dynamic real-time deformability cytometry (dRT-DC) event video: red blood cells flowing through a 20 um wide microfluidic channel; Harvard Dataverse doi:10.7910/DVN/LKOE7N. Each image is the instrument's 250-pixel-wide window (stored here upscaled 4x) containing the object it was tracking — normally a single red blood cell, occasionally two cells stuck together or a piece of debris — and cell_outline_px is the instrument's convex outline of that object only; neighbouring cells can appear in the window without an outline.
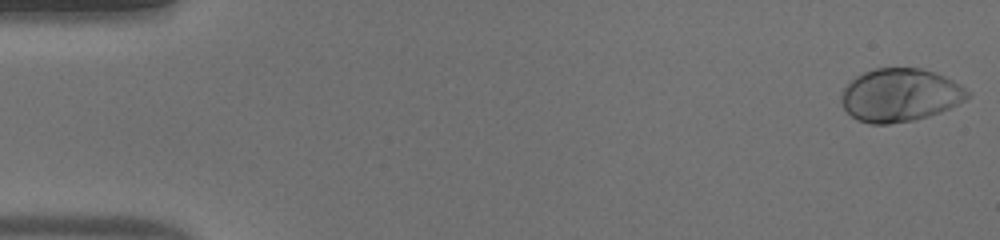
{"species": "human", "species_latin": "Homo sapiens", "temperature_condition": "warm", "stored_images_in_passage": 50, "camera_frame_rate_fps": 3000, "um_per_image_px": 0.085, "donor": {"sex": "male"}, "frame": {"image": 1, "passage_image": 1, "time_ms": 0.0, "image_size_px": [1000, 240], "cell_outline_px": [[972, 96], [940, 112], [916, 120], [888, 124], [872, 124], [856, 120], [844, 108], [840, 100], [840, 96], [844, 88], [856, 76], [872, 68], [920, 68], [936, 72], [960, 84]], "centroid_in_image_um": [76.48, 8.08], "position_along_channel_um": 8.5, "area_um2": 39.07}}
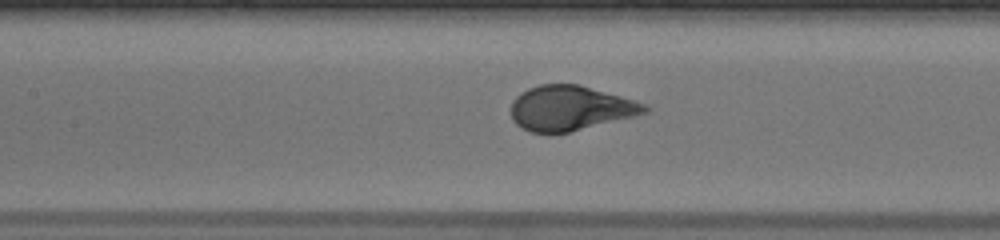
{"frame": {"image": 2, "passage_image": 23, "time_ms": 7.333, "image_size_px": [1000, 240], "cell_outline_px": [[652, 108], [648, 112], [636, 116], [552, 136], [528, 132], [516, 124], [512, 120], [512, 100], [520, 92], [528, 88], [540, 84], [576, 84], [620, 96], [644, 104]], "centroid_in_image_um": [48.43, 9.23], "position_along_channel_um": 159.0, "area_um2": 35.26}}
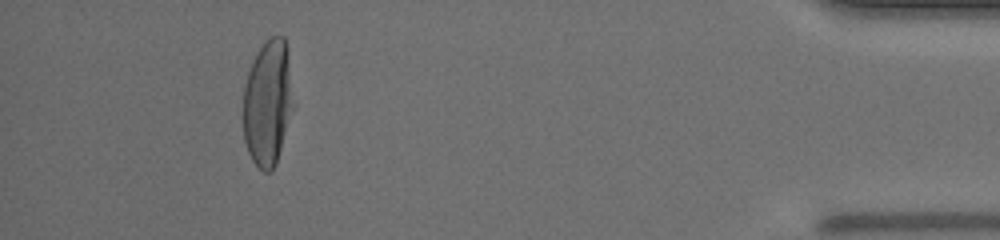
{"frame": {"image": 3, "passage_image": 46, "time_ms": 15.0, "image_size_px": [1000, 240], "cell_outline_px": [[296, 104], [276, 164], [272, 172], [264, 172], [252, 160], [248, 152], [244, 140], [244, 84], [248, 72], [260, 48], [272, 36], [284, 36]], "centroid_in_image_um": [22.8, 8.8], "position_along_channel_um": 412.4, "area_um2": 36.99}}